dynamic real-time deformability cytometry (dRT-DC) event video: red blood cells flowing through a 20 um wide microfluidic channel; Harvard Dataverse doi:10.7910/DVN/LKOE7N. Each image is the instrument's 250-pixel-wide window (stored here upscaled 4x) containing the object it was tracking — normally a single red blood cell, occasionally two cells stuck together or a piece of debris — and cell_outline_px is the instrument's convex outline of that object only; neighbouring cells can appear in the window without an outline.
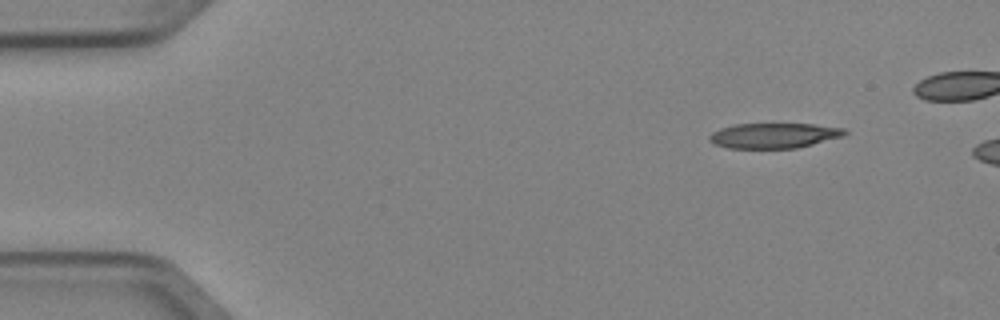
{"species": "Egyptian fruit bat (a non-hibernating species)", "species_latin": "Rousettus aegyptiacus", "temperature_condition": "cold", "stored_images_in_passage": 3, "camera_frame_rate_fps": 3000, "um_per_image_px": 0.085, "animal": {"sex": "female"}, "frame": {"image": 1, "passage_image": 1, "time_ms": 0.0, "image_size_px": [1000, 320], "cell_outline_px": [[848, 132], [844, 136], [796, 148], [728, 148], [716, 144], [708, 140], [708, 136], [712, 132], [720, 128], [732, 124], [816, 124], [844, 128]], "centroid_in_image_um": [65.78, 11.51], "position_along_channel_um": 19.2, "area_um2": 19.88}}